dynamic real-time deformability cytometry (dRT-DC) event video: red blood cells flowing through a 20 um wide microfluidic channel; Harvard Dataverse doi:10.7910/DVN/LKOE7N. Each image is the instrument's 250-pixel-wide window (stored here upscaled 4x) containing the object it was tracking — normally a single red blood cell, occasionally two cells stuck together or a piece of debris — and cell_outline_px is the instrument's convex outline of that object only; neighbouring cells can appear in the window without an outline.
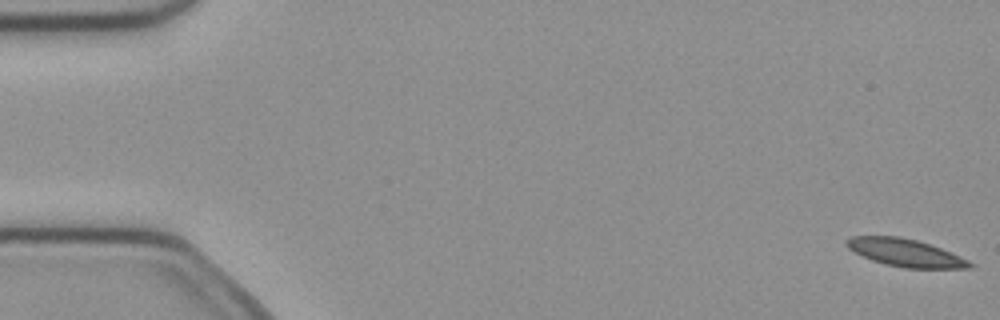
{"species": "common noctule bat (a hibernating species)", "species_latin": "Nyctalus noctula", "temperature_condition": "cold", "stored_images_in_passage": 4, "camera_frame_rate_fps": 3000, "um_per_image_px": 0.085, "animal": {"sex": "female", "body_mass_g": 21.9}, "frame": {"image": 1, "passage_image": 1, "time_ms": 0.0, "image_size_px": [1000, 320], "cell_outline_px": [[976, 264], [972, 268], [904, 268], [884, 264], [872, 260], [848, 248], [844, 244], [844, 240], [852, 236], [900, 236], [916, 240], [940, 248], [960, 256]], "centroid_in_image_um": [76.95, 21.48], "position_along_channel_um": 8.0, "area_um2": 19.77}}